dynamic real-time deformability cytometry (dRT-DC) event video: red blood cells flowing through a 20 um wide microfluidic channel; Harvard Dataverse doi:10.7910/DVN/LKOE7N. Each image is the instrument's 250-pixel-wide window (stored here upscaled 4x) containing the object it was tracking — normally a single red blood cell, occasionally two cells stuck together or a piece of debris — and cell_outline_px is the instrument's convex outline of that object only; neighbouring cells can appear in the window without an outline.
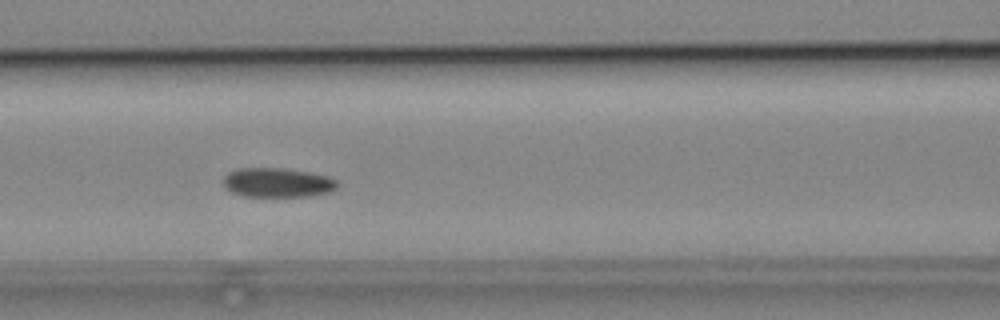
{"species": "common noctule bat (a hibernating species)", "species_latin": "Nyctalus noctula", "temperature_condition": "cold", "stored_images_in_passage": 9, "camera_frame_rate_fps": 3000, "um_per_image_px": 0.085, "animal": {"sex": "male", "body_mass_g": 19.2, "forearm_length_mm": 51.8}, "frame": {"image": 1, "passage_image": 7, "time_ms": 7.667, "image_size_px": [1000, 320], "cell_outline_px": [[340, 184], [332, 192], [308, 196], [244, 196], [232, 192], [224, 188], [224, 176], [228, 172], [236, 168], [284, 168], [308, 172], [328, 176], [336, 180]], "centroid_in_image_um": [23.59, 15.51], "position_along_channel_um": 143.0, "area_um2": 19.65}}
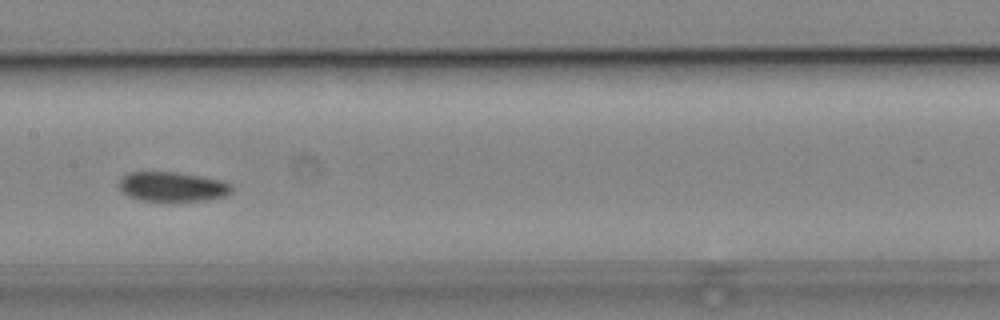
{"frame": {"image": 2, "passage_image": 8, "time_ms": 9.0, "image_size_px": [1000, 320], "cell_outline_px": [[232, 192], [224, 196], [208, 200], [168, 204], [140, 200], [128, 196], [120, 188], [120, 180], [128, 172], [176, 172], [200, 176], [220, 180], [232, 184]], "centroid_in_image_um": [14.68, 15.92], "position_along_channel_um": 192.7, "area_um2": 20.11}}
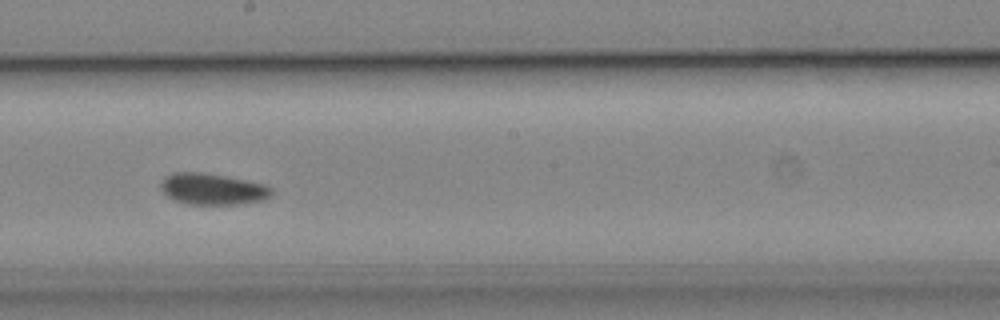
{"frame": {"image": 3, "passage_image": 9, "time_ms": 10.0, "image_size_px": [1000, 320], "cell_outline_px": [[272, 192], [264, 200], [236, 204], [184, 204], [168, 196], [160, 188], [160, 184], [164, 176], [172, 172], [200, 172], [224, 176], [264, 184], [272, 188]], "centroid_in_image_um": [18.02, 16.06], "position_along_channel_um": 230.2, "area_um2": 20.06}}